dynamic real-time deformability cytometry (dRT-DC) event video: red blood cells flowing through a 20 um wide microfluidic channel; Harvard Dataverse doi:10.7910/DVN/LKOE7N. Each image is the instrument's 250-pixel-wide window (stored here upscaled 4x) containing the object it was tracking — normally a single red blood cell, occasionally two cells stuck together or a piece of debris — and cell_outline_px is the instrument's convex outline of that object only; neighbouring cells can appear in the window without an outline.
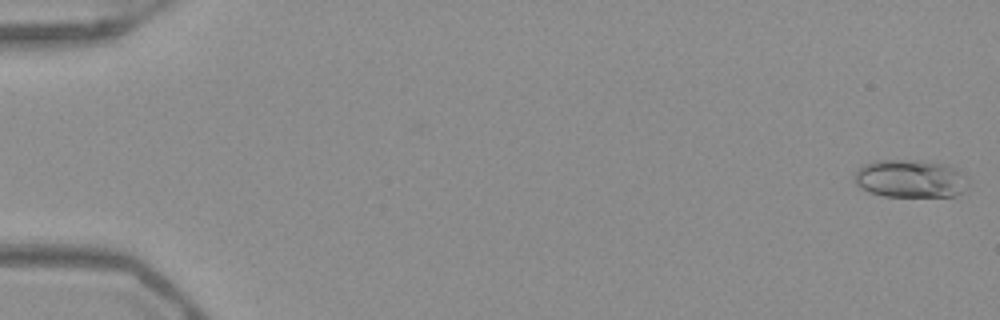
{"species": "Egyptian fruit bat (a non-hibernating species)", "species_latin": "Rousettus aegyptiacus", "temperature_condition": "warm", "stored_images_in_passage": 53, "camera_frame_rate_fps": 3000, "um_per_image_px": 0.085, "frame": {"image": 1, "passage_image": 1, "time_ms": 0.0, "image_size_px": [1000, 320], "cell_outline_px": [[968, 188], [956, 196], [884, 196], [868, 192], [860, 188], [852, 180], [856, 172], [864, 164], [876, 160], [916, 160], [948, 164], [960, 168], [968, 184]], "centroid_in_image_um": [77.4, 15.18], "position_along_channel_um": 7.6, "area_um2": 25.55}}
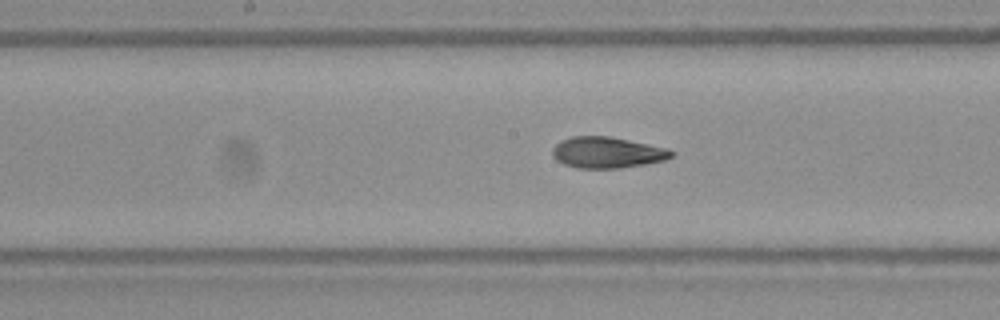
{"frame": {"image": 2, "passage_image": 28, "time_ms": 9.0, "image_size_px": [1000, 320], "cell_outline_px": [[676, 152], [672, 156], [664, 160], [644, 164], [616, 168], [576, 168], [564, 164], [556, 160], [552, 156], [552, 148], [560, 140], [572, 136], [608, 136], [668, 148]], "centroid_in_image_um": [51.58, 12.96], "position_along_channel_um": 196.6, "area_um2": 21.56}}
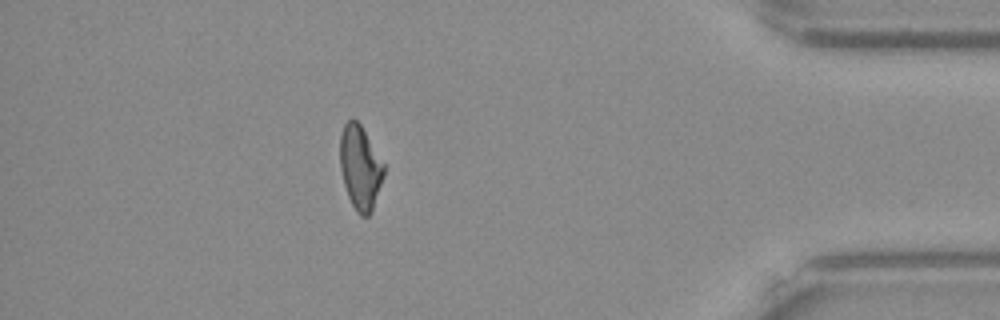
{"frame": {"image": 3, "passage_image": 47, "time_ms": 15.333, "image_size_px": [1000, 320], "cell_outline_px": [[384, 176], [372, 212], [368, 216], [360, 216], [356, 212], [348, 196], [344, 184], [340, 168], [340, 136], [344, 124], [352, 116], [360, 124], [384, 164]], "centroid_in_image_um": [30.61, 14.25], "position_along_channel_um": 404.6, "area_um2": 21.44}, "authors_computed_cell_mechanics": {"area_um2": 21.7906, "velocity_mm_per_s": 3.9222, "shape_relaxation_time_tau1_ms": 8.4135, "shape_relaxation_time_tau2_ms": 3.4614, "deformation_change_tau1": 0.2148, "deformation_change_tau2": 0.0881}}